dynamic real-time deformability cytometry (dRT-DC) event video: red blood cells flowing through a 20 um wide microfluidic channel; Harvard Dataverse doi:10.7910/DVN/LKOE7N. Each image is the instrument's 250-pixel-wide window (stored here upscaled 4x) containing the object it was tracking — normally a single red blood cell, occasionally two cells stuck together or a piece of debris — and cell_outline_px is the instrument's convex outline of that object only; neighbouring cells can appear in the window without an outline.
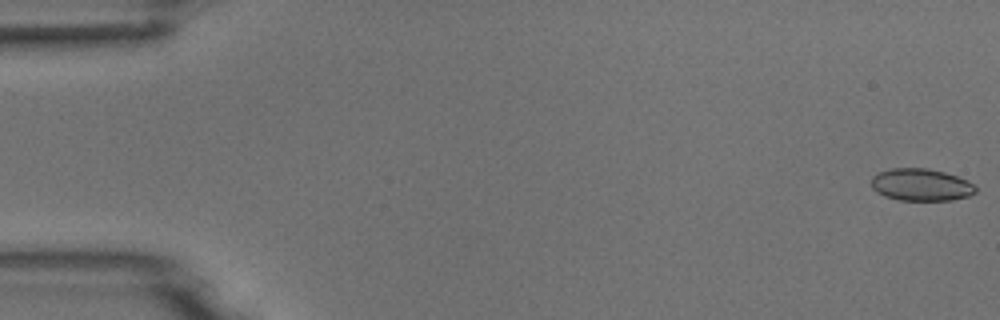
{"species": "common noctule bat (a hibernating species)", "species_latin": "Nyctalus noctula", "temperature_condition": "room temperature", "stored_images_in_passage": 6, "camera_frame_rate_fps": 3000, "um_per_image_px": 0.085, "animal": {"sex": "male", "body_mass_g": 18.8}, "frame": {"image": 1, "passage_image": 1, "time_ms": 0.0, "image_size_px": [1000, 320], "cell_outline_px": [[976, 192], [968, 196], [952, 200], [900, 200], [884, 196], [876, 192], [872, 188], [872, 176], [880, 172], [892, 168], [928, 168], [944, 172], [968, 180], [976, 188]], "centroid_in_image_um": [78.28, 15.71], "position_along_channel_um": 6.7, "area_um2": 19.54}}
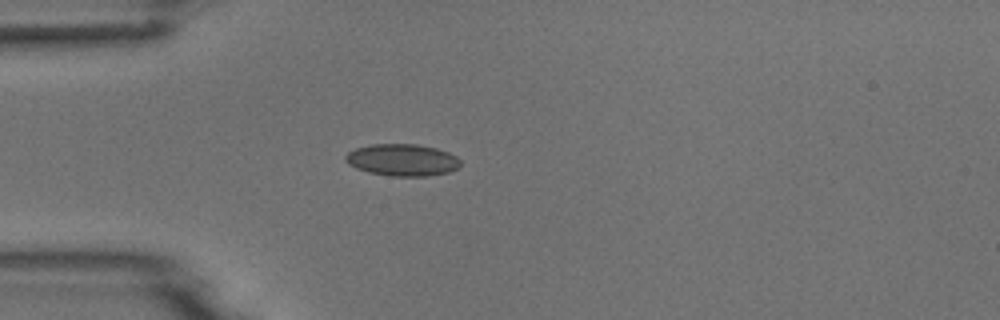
{"frame": {"image": 2, "passage_image": 5, "time_ms": 4.667, "image_size_px": [1000, 320], "cell_outline_px": [[460, 164], [456, 168], [448, 172], [428, 176], [392, 176], [368, 172], [356, 168], [348, 164], [344, 160], [344, 156], [348, 152], [356, 148], [372, 144], [416, 144], [436, 148], [448, 152], [456, 156], [460, 160]], "centroid_in_image_um": [34.17, 13.59], "position_along_channel_um": 50.8, "area_um2": 21.39}}